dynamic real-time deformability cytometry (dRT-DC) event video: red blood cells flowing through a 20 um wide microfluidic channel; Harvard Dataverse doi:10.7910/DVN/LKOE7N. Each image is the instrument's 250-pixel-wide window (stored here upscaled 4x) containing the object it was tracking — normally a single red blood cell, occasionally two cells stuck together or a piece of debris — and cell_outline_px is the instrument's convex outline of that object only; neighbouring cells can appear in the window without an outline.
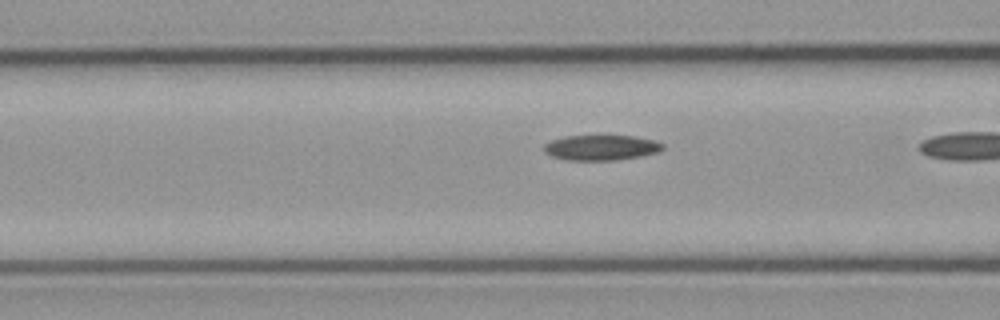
{"species": "common noctule bat (a hibernating species)", "species_latin": "Nyctalus noctula", "temperature_condition": "cold", "stored_images_in_passage": 18, "camera_frame_rate_fps": 3000, "um_per_image_px": 0.085, "animal": {"sex": "male", "body_mass_g": 23.1, "forearm_length_mm": 52.7}, "frame": {"image": 1, "passage_image": 15, "time_ms": 4.667, "image_size_px": [1000, 320], "cell_outline_px": [[664, 148], [660, 152], [640, 156], [616, 160], [568, 160], [552, 156], [544, 152], [544, 144], [552, 140], [564, 136], [636, 136], [656, 140], [664, 144]], "centroid_in_image_um": [51.14, 12.54], "position_along_channel_um": 115.5, "area_um2": 17.57}}